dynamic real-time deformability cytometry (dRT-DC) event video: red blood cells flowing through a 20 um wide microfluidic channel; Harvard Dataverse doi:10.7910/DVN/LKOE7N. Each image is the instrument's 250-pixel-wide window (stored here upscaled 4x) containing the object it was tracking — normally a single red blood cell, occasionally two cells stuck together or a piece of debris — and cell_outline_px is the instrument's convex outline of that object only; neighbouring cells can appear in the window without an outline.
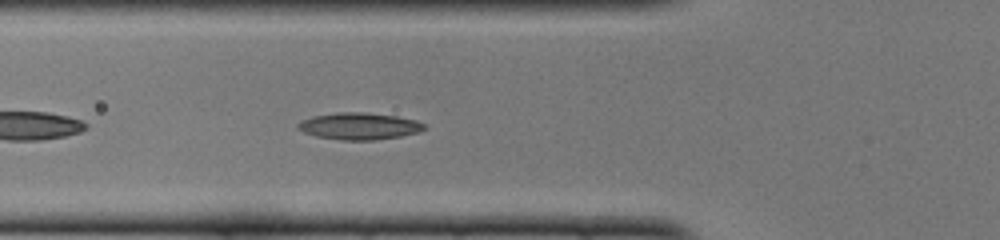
{"species": "common noctule bat (a hibernating species)", "species_latin": "Nyctalus noctula", "temperature_condition": "cold", "stored_images_in_passage": 38, "camera_frame_rate_fps": 3000, "um_per_image_px": 0.085, "animal": {"sex": "female", "body_mass_g": 22.0, "forearm_length_mm": 56.7}, "frame": {"image": 1, "passage_image": 5, "time_ms": 1.333, "image_size_px": [1000, 240], "cell_outline_px": [[428, 128], [420, 132], [400, 136], [376, 140], [340, 140], [316, 136], [304, 132], [296, 128], [296, 124], [312, 116], [340, 112], [368, 112], [396, 116], [416, 120], [428, 124]], "centroid_in_image_um": [30.59, 10.72], "position_along_channel_um": 95.2, "area_um2": 20.0}}
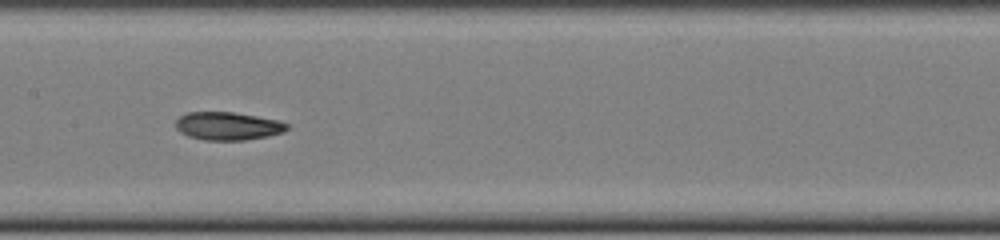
{"frame": {"image": 2, "passage_image": 12, "time_ms": 3.667, "image_size_px": [1000, 240], "cell_outline_px": [[288, 128], [284, 132], [268, 136], [244, 140], [204, 140], [188, 136], [180, 132], [176, 128], [176, 120], [180, 116], [188, 112], [232, 112], [256, 116], [276, 120], [288, 124]], "centroid_in_image_um": [19.35, 10.72], "position_along_channel_um": 188.1, "area_um2": 18.09}}
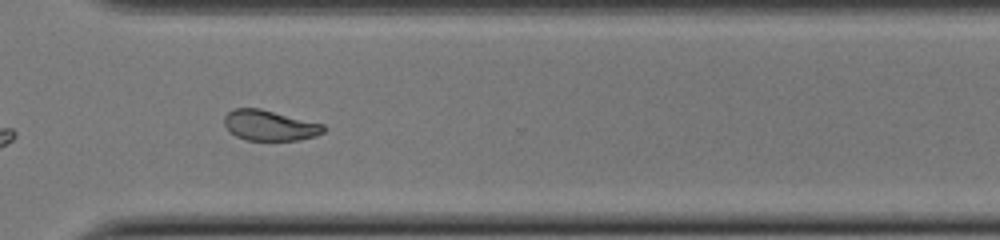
{"frame": {"image": 3, "passage_image": 24, "time_ms": 7.667, "image_size_px": [1000, 240], "cell_outline_px": [[324, 132], [316, 136], [296, 140], [244, 140], [236, 136], [224, 124], [224, 116], [228, 112], [236, 108], [260, 108], [324, 124]], "centroid_in_image_um": [22.92, 10.66], "position_along_channel_um": 347.7, "area_um2": 17.51}, "authors_computed_cell_mechanics": {"area_um2": 18.9006, "velocity_mm_per_s": 3.9832, "shape_relaxation_time_tau1_ms": null, "shape_relaxation_time_tau2_ms": 3.2637, "deformation_change_tau1": null, "deformation_change_tau2": 0.0889}}